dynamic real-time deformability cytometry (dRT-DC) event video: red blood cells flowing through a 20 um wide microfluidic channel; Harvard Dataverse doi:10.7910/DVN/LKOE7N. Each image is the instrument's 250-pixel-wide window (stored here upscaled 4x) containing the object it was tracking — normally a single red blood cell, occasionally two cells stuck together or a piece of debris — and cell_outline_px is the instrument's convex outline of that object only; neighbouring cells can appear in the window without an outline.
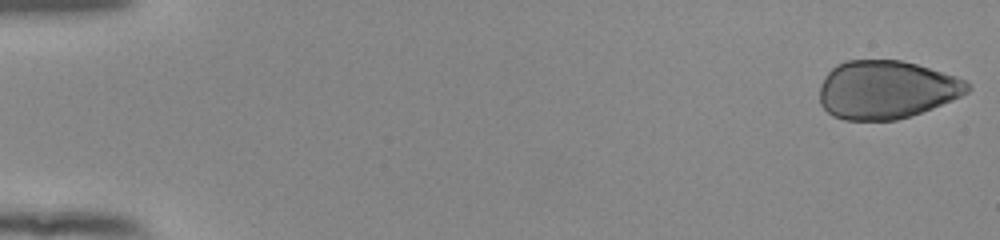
{"species": "human", "species_latin": "Homo sapiens", "temperature_condition": "room temperature", "stored_images_in_passage": 53, "camera_frame_rate_fps": 3000, "um_per_image_px": 0.085, "donor": {"sex": "female"}, "frame": {"image": 1, "passage_image": 1, "time_ms": 0.0, "image_size_px": [1000, 240], "cell_outline_px": [[972, 88], [968, 92], [952, 100], [932, 108], [896, 120], [844, 120], [832, 116], [820, 104], [820, 84], [824, 76], [836, 64], [848, 60], [900, 60], [916, 64], [956, 76], [968, 80], [972, 84]], "centroid_in_image_um": [75.34, 7.62], "position_along_channel_um": 9.7, "area_um2": 50.4}}
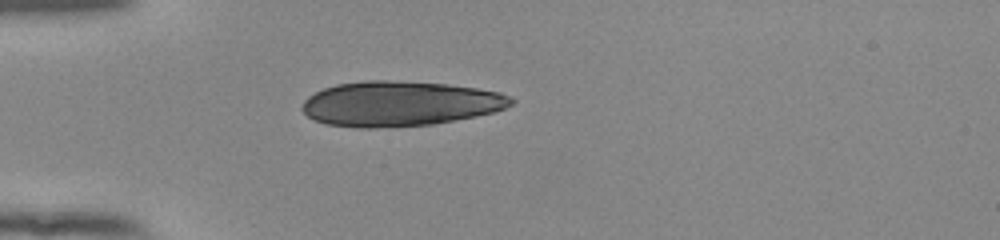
{"frame": {"image": 2, "passage_image": 16, "time_ms": 5.0, "image_size_px": [1000, 240], "cell_outline_px": [[516, 100], [512, 104], [504, 108], [492, 112], [476, 116], [432, 124], [376, 128], [356, 128], [324, 124], [308, 116], [300, 108], [304, 100], [308, 96], [324, 88], [336, 84], [368, 80], [388, 80], [448, 84], [476, 88], [500, 92], [512, 96]], "centroid_in_image_um": [33.97, 8.81], "position_along_channel_um": 51.0, "area_um2": 54.91}}